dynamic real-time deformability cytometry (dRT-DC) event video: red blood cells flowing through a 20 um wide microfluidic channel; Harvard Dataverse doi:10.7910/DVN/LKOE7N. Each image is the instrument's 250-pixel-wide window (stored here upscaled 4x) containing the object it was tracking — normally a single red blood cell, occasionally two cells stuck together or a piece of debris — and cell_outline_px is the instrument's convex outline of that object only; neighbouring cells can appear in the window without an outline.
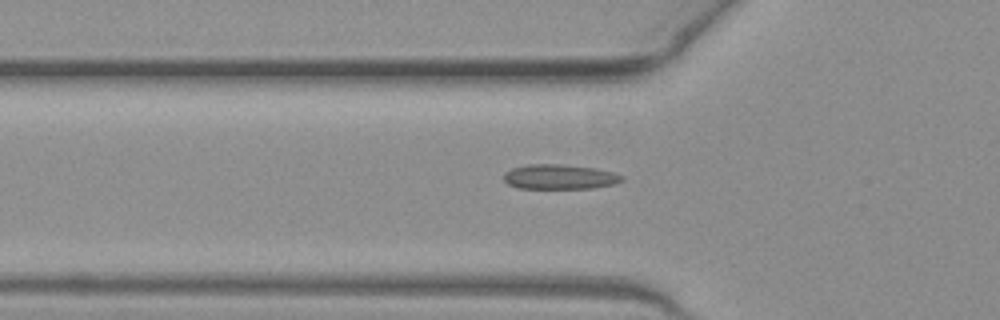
{"species": "common noctule bat (a hibernating species)", "species_latin": "Nyctalus noctula", "temperature_condition": "warm", "stored_images_in_passage": 41, "camera_frame_rate_fps": 3000, "um_per_image_px": 0.085, "animal": {"sex": "female", "body_mass_g": 19.3, "forearm_length_mm": 54.1}, "frame": {"image": 1, "passage_image": 13, "time_ms": 4.0, "image_size_px": [1000, 320], "cell_outline_px": [[624, 180], [616, 184], [592, 188], [516, 188], [508, 184], [504, 180], [504, 172], [512, 168], [528, 164], [560, 164], [596, 168], [612, 172], [624, 176]], "centroid_in_image_um": [47.57, 15.03], "position_along_channel_um": 78.2, "area_um2": 17.17}}
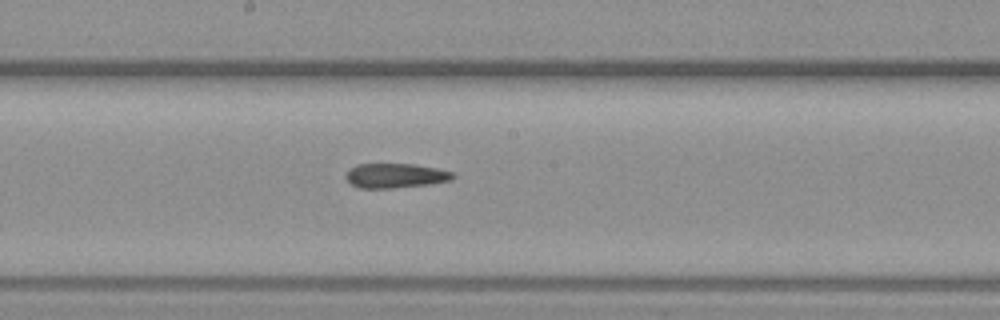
{"frame": {"image": 2, "passage_image": 23, "time_ms": 7.333, "image_size_px": [1000, 320], "cell_outline_px": [[456, 176], [452, 180], [428, 184], [392, 188], [360, 188], [352, 184], [344, 176], [348, 168], [356, 164], [412, 164], [436, 168], [452, 172]], "centroid_in_image_um": [33.58, 14.92], "position_along_channel_um": 214.6, "area_um2": 15.32}}
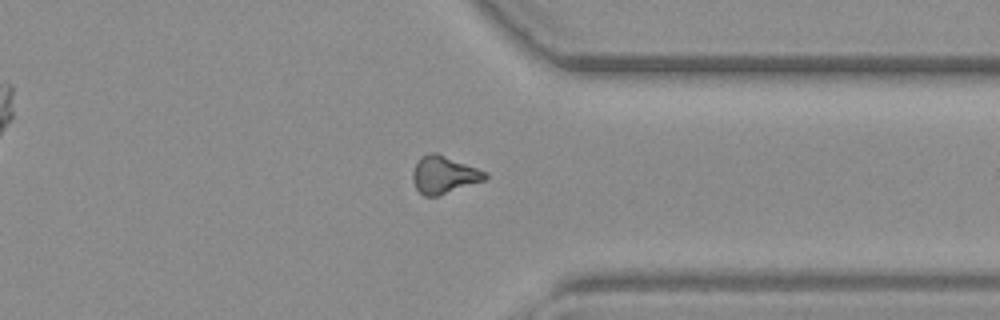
{"frame": {"image": 3, "passage_image": 35, "time_ms": 11.333, "image_size_px": [1000, 320], "cell_outline_px": [[488, 176], [484, 180], [436, 196], [424, 196], [416, 188], [412, 180], [412, 172], [420, 156], [428, 152], [436, 152], [488, 172]], "centroid_in_image_um": [37.71, 14.83], "position_along_channel_um": 373.7, "area_um2": 15.72}}